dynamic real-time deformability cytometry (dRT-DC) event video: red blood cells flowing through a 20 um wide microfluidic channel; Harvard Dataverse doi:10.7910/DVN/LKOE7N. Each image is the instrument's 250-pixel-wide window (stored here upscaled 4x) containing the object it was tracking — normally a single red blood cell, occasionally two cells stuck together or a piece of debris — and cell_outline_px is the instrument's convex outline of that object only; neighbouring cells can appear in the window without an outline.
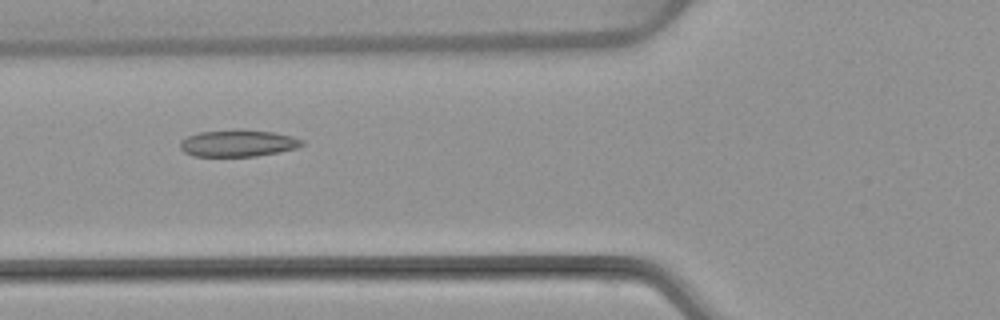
{"species": "common noctule bat (a hibernating species)", "species_latin": "Nyctalus noctula", "temperature_condition": "warm", "stored_images_in_passage": 53, "camera_frame_rate_fps": 3000, "um_per_image_px": 0.085, "animal": {"sex": "female", "body_mass_g": 22.7, "forearm_length_mm": 54.2}, "frame": {"image": 1, "passage_image": 20, "time_ms": 6.333, "image_size_px": [1000, 320], "cell_outline_px": [[304, 144], [296, 148], [280, 152], [256, 156], [192, 156], [184, 152], [180, 148], [180, 140], [188, 136], [200, 132], [240, 128], [272, 132], [292, 136], [304, 140]], "centroid_in_image_um": [20.23, 12.16], "position_along_channel_um": 105.6, "area_um2": 19.31}}
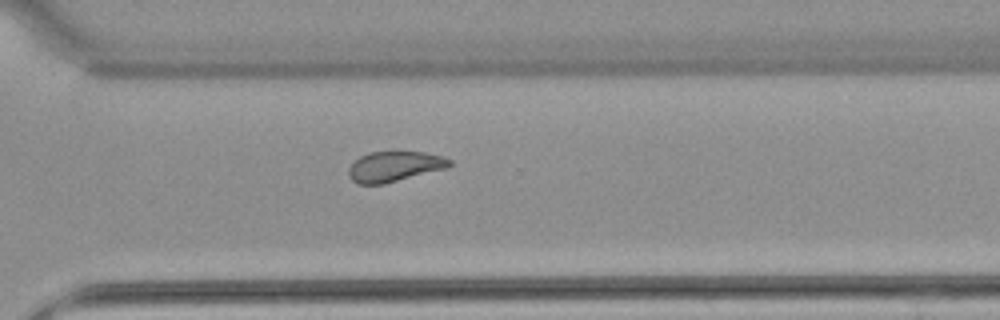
{"frame": {"image": 2, "passage_image": 38, "time_ms": 12.333, "image_size_px": [1000, 320], "cell_outline_px": [[452, 164], [448, 168], [384, 184], [356, 184], [348, 176], [348, 168], [360, 156], [368, 152], [424, 152], [444, 156], [452, 160]], "centroid_in_image_um": [33.55, 14.15], "position_along_channel_um": 337.1, "area_um2": 17.98}}
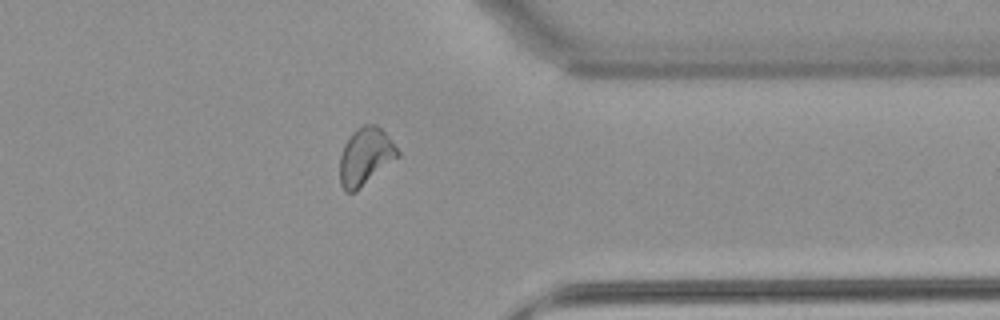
{"frame": {"image": 3, "passage_image": 42, "time_ms": 13.667, "image_size_px": [1000, 320], "cell_outline_px": [[400, 156], [356, 192], [344, 192], [340, 184], [340, 156], [344, 144], [352, 132], [356, 128], [364, 124], [376, 124], [388, 136], [400, 152]], "centroid_in_image_um": [31.05, 13.31], "position_along_channel_um": 380.3, "area_um2": 19.54}, "authors_computed_cell_mechanics": {"area_um2": 19.5364, "velocity_mm_per_s": 3.8534, "shape_relaxation_time_tau1_ms": null, "shape_relaxation_time_tau2_ms": 1.84, "deformation_change_tau1": null, "deformation_change_tau2": 0.086}}